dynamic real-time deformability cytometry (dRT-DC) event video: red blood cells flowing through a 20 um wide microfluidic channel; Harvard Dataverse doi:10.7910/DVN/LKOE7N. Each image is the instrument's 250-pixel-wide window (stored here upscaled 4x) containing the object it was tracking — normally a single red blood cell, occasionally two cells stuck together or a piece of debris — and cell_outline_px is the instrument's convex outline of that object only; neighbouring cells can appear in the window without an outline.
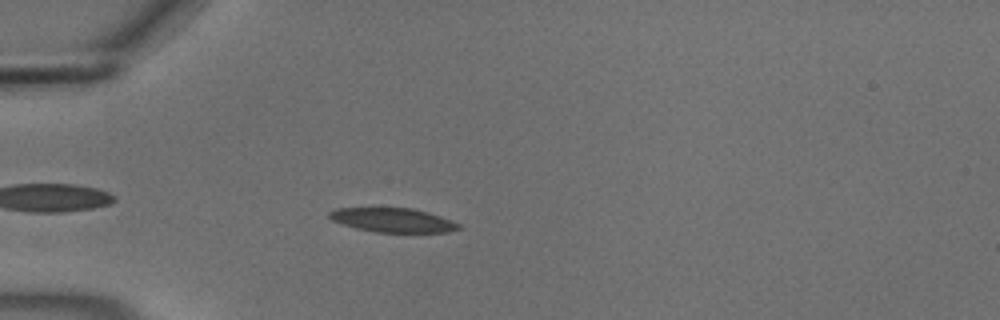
{"species": "common noctule bat (a hibernating species)", "species_latin": "Nyctalus noctula", "temperature_condition": "cold", "stored_images_in_passage": 44, "camera_frame_rate_fps": 3000, "um_per_image_px": 0.085, "animal": {"sex": "male", "body_mass_g": 18.8}, "frame": {"image": 1, "passage_image": 5, "time_ms": 1.333, "image_size_px": [1000, 320], "cell_outline_px": [[460, 228], [448, 232], [376, 232], [356, 228], [340, 224], [332, 220], [328, 216], [328, 212], [336, 208], [412, 208], [428, 212], [452, 220], [460, 224]], "centroid_in_image_um": [33.37, 18.71], "position_along_channel_um": 51.6, "area_um2": 18.21}}
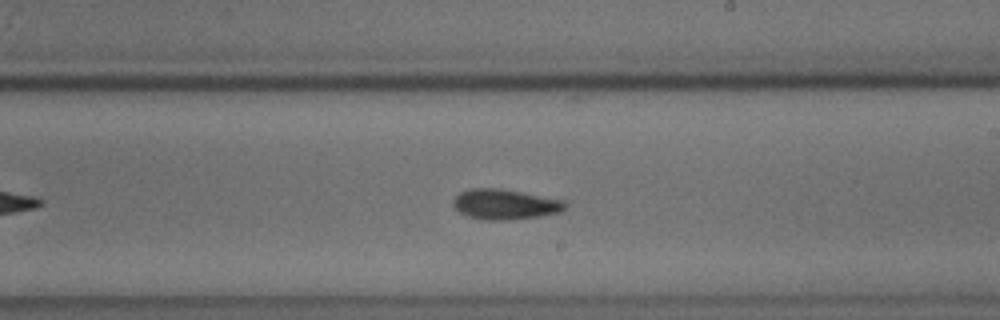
{"frame": {"image": 2, "passage_image": 22, "time_ms": 7.0, "image_size_px": [1000, 320], "cell_outline_px": [[568, 204], [560, 212], [540, 216], [500, 220], [484, 220], [468, 216], [460, 212], [452, 204], [452, 200], [460, 192], [468, 188], [500, 188], [564, 200]], "centroid_in_image_um": [42.9, 17.35], "position_along_channel_um": 246.1, "area_um2": 19.65}}
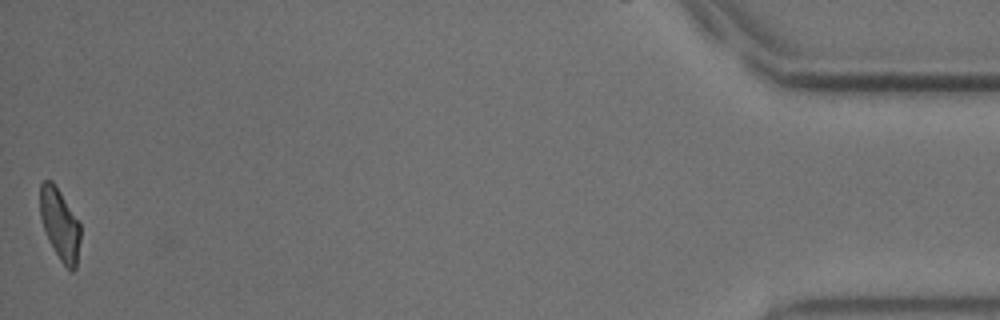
{"frame": {"image": 3, "passage_image": 44, "time_ms": 14.333, "image_size_px": [1000, 320], "cell_outline_px": [[80, 240], [76, 268], [72, 272], [60, 260], [44, 228], [40, 216], [40, 184], [44, 180], [52, 180], [60, 192], [80, 224]], "centroid_in_image_um": [5.09, 19.05], "position_along_channel_um": 430.1, "area_um2": 16.36}, "authors_computed_cell_mechanics": {"area_um2": 19.0162, "velocity_mm_per_s": 3.6771, "shape_relaxation_time_tau1_ms": 5.4824, "shape_relaxation_time_tau2_ms": 6.7264, "deformation_change_tau1": 0.1531, "deformation_change_tau2": 0.1047}}